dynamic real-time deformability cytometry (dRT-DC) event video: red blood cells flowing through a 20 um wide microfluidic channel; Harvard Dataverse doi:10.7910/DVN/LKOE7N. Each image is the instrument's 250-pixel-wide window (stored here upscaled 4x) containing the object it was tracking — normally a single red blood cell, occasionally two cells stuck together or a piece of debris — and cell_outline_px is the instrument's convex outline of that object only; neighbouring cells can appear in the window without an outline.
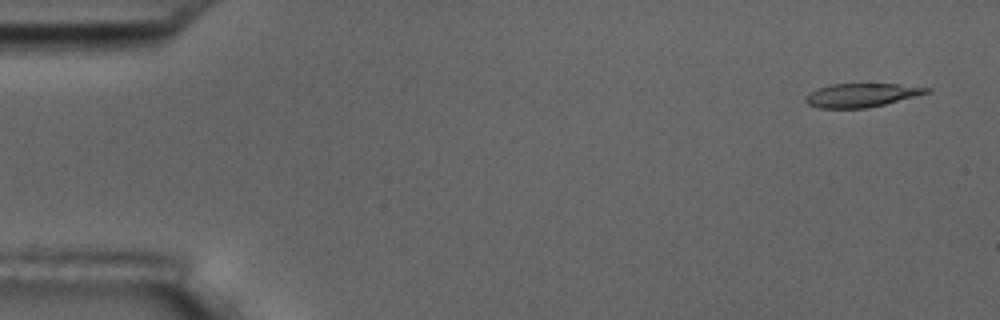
{"species": "common noctule bat (a hibernating species)", "species_latin": "Nyctalus noctula", "temperature_condition": "room temperature", "stored_images_in_passage": 4, "camera_frame_rate_fps": 3000, "um_per_image_px": 0.085, "animal": {"sex": "male", "body_mass_g": 17.5, "forearm_length_mm": 52.3}, "frame": {"image": 1, "passage_image": 1, "time_ms": 0.0, "image_size_px": [1000, 320], "cell_outline_px": [[932, 92], [884, 104], [864, 108], [820, 108], [808, 104], [804, 100], [804, 96], [816, 88], [832, 84], [896, 84], [932, 88]], "centroid_in_image_um": [73.2, 8.08], "position_along_channel_um": 11.8, "area_um2": 16.65}}
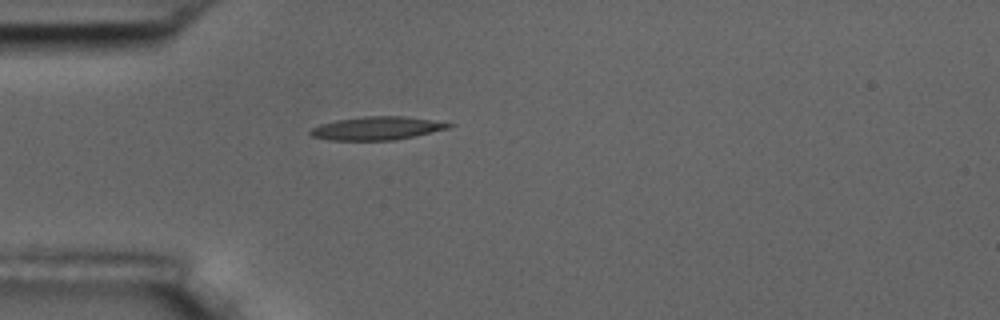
{"frame": {"image": 2, "passage_image": 4, "time_ms": 4.333, "image_size_px": [1000, 320], "cell_outline_px": [[452, 124], [448, 128], [416, 136], [396, 140], [328, 140], [312, 136], [308, 132], [312, 128], [320, 124], [336, 120], [364, 116], [404, 116]], "centroid_in_image_um": [31.97, 10.91], "position_along_channel_um": 53.0, "area_um2": 18.55}}